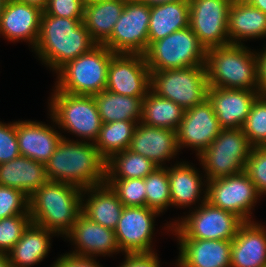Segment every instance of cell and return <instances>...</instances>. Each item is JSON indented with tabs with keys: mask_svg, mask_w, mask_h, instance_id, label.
I'll return each mask as SVG.
<instances>
[{
	"mask_svg": "<svg viewBox=\"0 0 266 267\" xmlns=\"http://www.w3.org/2000/svg\"><path fill=\"white\" fill-rule=\"evenodd\" d=\"M230 267H266V227L256 221L244 222L231 247Z\"/></svg>",
	"mask_w": 266,
	"mask_h": 267,
	"instance_id": "cell-24",
	"label": "cell"
},
{
	"mask_svg": "<svg viewBox=\"0 0 266 267\" xmlns=\"http://www.w3.org/2000/svg\"><path fill=\"white\" fill-rule=\"evenodd\" d=\"M156 168L150 159L126 149L106 161V179H144Z\"/></svg>",
	"mask_w": 266,
	"mask_h": 267,
	"instance_id": "cell-34",
	"label": "cell"
},
{
	"mask_svg": "<svg viewBox=\"0 0 266 267\" xmlns=\"http://www.w3.org/2000/svg\"><path fill=\"white\" fill-rule=\"evenodd\" d=\"M96 45L83 20L51 16L43 11L38 41L32 51L56 73L68 61Z\"/></svg>",
	"mask_w": 266,
	"mask_h": 267,
	"instance_id": "cell-2",
	"label": "cell"
},
{
	"mask_svg": "<svg viewBox=\"0 0 266 267\" xmlns=\"http://www.w3.org/2000/svg\"><path fill=\"white\" fill-rule=\"evenodd\" d=\"M206 48L190 27L153 42L144 54L150 72L205 66Z\"/></svg>",
	"mask_w": 266,
	"mask_h": 267,
	"instance_id": "cell-8",
	"label": "cell"
},
{
	"mask_svg": "<svg viewBox=\"0 0 266 267\" xmlns=\"http://www.w3.org/2000/svg\"><path fill=\"white\" fill-rule=\"evenodd\" d=\"M176 267H230L232 240L177 239Z\"/></svg>",
	"mask_w": 266,
	"mask_h": 267,
	"instance_id": "cell-21",
	"label": "cell"
},
{
	"mask_svg": "<svg viewBox=\"0 0 266 267\" xmlns=\"http://www.w3.org/2000/svg\"><path fill=\"white\" fill-rule=\"evenodd\" d=\"M124 206H146L144 179H106Z\"/></svg>",
	"mask_w": 266,
	"mask_h": 267,
	"instance_id": "cell-37",
	"label": "cell"
},
{
	"mask_svg": "<svg viewBox=\"0 0 266 267\" xmlns=\"http://www.w3.org/2000/svg\"><path fill=\"white\" fill-rule=\"evenodd\" d=\"M257 58V84L260 95H266V47L256 52Z\"/></svg>",
	"mask_w": 266,
	"mask_h": 267,
	"instance_id": "cell-45",
	"label": "cell"
},
{
	"mask_svg": "<svg viewBox=\"0 0 266 267\" xmlns=\"http://www.w3.org/2000/svg\"><path fill=\"white\" fill-rule=\"evenodd\" d=\"M124 207L117 194L106 183L82 191V213L104 227L114 230Z\"/></svg>",
	"mask_w": 266,
	"mask_h": 267,
	"instance_id": "cell-26",
	"label": "cell"
},
{
	"mask_svg": "<svg viewBox=\"0 0 266 267\" xmlns=\"http://www.w3.org/2000/svg\"><path fill=\"white\" fill-rule=\"evenodd\" d=\"M114 53L103 44L68 61L57 72L55 87L74 95H95L106 89L107 70Z\"/></svg>",
	"mask_w": 266,
	"mask_h": 267,
	"instance_id": "cell-6",
	"label": "cell"
},
{
	"mask_svg": "<svg viewBox=\"0 0 266 267\" xmlns=\"http://www.w3.org/2000/svg\"><path fill=\"white\" fill-rule=\"evenodd\" d=\"M245 44L212 47L206 52L209 87L258 91L256 50Z\"/></svg>",
	"mask_w": 266,
	"mask_h": 267,
	"instance_id": "cell-4",
	"label": "cell"
},
{
	"mask_svg": "<svg viewBox=\"0 0 266 267\" xmlns=\"http://www.w3.org/2000/svg\"><path fill=\"white\" fill-rule=\"evenodd\" d=\"M137 125L138 122L124 120L102 123L99 136L94 144L105 161L114 154L129 149Z\"/></svg>",
	"mask_w": 266,
	"mask_h": 267,
	"instance_id": "cell-33",
	"label": "cell"
},
{
	"mask_svg": "<svg viewBox=\"0 0 266 267\" xmlns=\"http://www.w3.org/2000/svg\"><path fill=\"white\" fill-rule=\"evenodd\" d=\"M184 109L173 101L155 94L151 89L142 102L141 122L148 126L176 131Z\"/></svg>",
	"mask_w": 266,
	"mask_h": 267,
	"instance_id": "cell-32",
	"label": "cell"
},
{
	"mask_svg": "<svg viewBox=\"0 0 266 267\" xmlns=\"http://www.w3.org/2000/svg\"><path fill=\"white\" fill-rule=\"evenodd\" d=\"M124 261L118 267H160V258L156 253L123 254Z\"/></svg>",
	"mask_w": 266,
	"mask_h": 267,
	"instance_id": "cell-44",
	"label": "cell"
},
{
	"mask_svg": "<svg viewBox=\"0 0 266 267\" xmlns=\"http://www.w3.org/2000/svg\"><path fill=\"white\" fill-rule=\"evenodd\" d=\"M0 267H13L6 254L0 253Z\"/></svg>",
	"mask_w": 266,
	"mask_h": 267,
	"instance_id": "cell-49",
	"label": "cell"
},
{
	"mask_svg": "<svg viewBox=\"0 0 266 267\" xmlns=\"http://www.w3.org/2000/svg\"><path fill=\"white\" fill-rule=\"evenodd\" d=\"M36 121H16V135L22 156L46 164L64 135L57 128Z\"/></svg>",
	"mask_w": 266,
	"mask_h": 267,
	"instance_id": "cell-22",
	"label": "cell"
},
{
	"mask_svg": "<svg viewBox=\"0 0 266 267\" xmlns=\"http://www.w3.org/2000/svg\"><path fill=\"white\" fill-rule=\"evenodd\" d=\"M150 6L126 0L111 36L103 43L113 53L142 54L148 49Z\"/></svg>",
	"mask_w": 266,
	"mask_h": 267,
	"instance_id": "cell-12",
	"label": "cell"
},
{
	"mask_svg": "<svg viewBox=\"0 0 266 267\" xmlns=\"http://www.w3.org/2000/svg\"><path fill=\"white\" fill-rule=\"evenodd\" d=\"M244 171L256 186L259 195H266V151L263 148H252Z\"/></svg>",
	"mask_w": 266,
	"mask_h": 267,
	"instance_id": "cell-40",
	"label": "cell"
},
{
	"mask_svg": "<svg viewBox=\"0 0 266 267\" xmlns=\"http://www.w3.org/2000/svg\"><path fill=\"white\" fill-rule=\"evenodd\" d=\"M29 213V197L22 191L0 185V219Z\"/></svg>",
	"mask_w": 266,
	"mask_h": 267,
	"instance_id": "cell-39",
	"label": "cell"
},
{
	"mask_svg": "<svg viewBox=\"0 0 266 267\" xmlns=\"http://www.w3.org/2000/svg\"><path fill=\"white\" fill-rule=\"evenodd\" d=\"M208 88L205 66L151 72L150 89L184 110L203 103L207 99Z\"/></svg>",
	"mask_w": 266,
	"mask_h": 267,
	"instance_id": "cell-10",
	"label": "cell"
},
{
	"mask_svg": "<svg viewBox=\"0 0 266 267\" xmlns=\"http://www.w3.org/2000/svg\"><path fill=\"white\" fill-rule=\"evenodd\" d=\"M6 0H0V15L3 12L4 6H5Z\"/></svg>",
	"mask_w": 266,
	"mask_h": 267,
	"instance_id": "cell-50",
	"label": "cell"
},
{
	"mask_svg": "<svg viewBox=\"0 0 266 267\" xmlns=\"http://www.w3.org/2000/svg\"><path fill=\"white\" fill-rule=\"evenodd\" d=\"M258 91L209 87L207 99L223 129L242 128Z\"/></svg>",
	"mask_w": 266,
	"mask_h": 267,
	"instance_id": "cell-19",
	"label": "cell"
},
{
	"mask_svg": "<svg viewBox=\"0 0 266 267\" xmlns=\"http://www.w3.org/2000/svg\"><path fill=\"white\" fill-rule=\"evenodd\" d=\"M190 210L192 212L181 217L182 220L165 225L177 239L233 240L244 223L236 214L212 206L208 201Z\"/></svg>",
	"mask_w": 266,
	"mask_h": 267,
	"instance_id": "cell-7",
	"label": "cell"
},
{
	"mask_svg": "<svg viewBox=\"0 0 266 267\" xmlns=\"http://www.w3.org/2000/svg\"><path fill=\"white\" fill-rule=\"evenodd\" d=\"M167 173L172 207L194 209L196 207L191 205L200 202V206L207 201V179L204 180L199 174L200 171L191 164L176 161L172 167L167 166Z\"/></svg>",
	"mask_w": 266,
	"mask_h": 267,
	"instance_id": "cell-23",
	"label": "cell"
},
{
	"mask_svg": "<svg viewBox=\"0 0 266 267\" xmlns=\"http://www.w3.org/2000/svg\"><path fill=\"white\" fill-rule=\"evenodd\" d=\"M137 1L143 2L147 4L148 6H155V5H160L166 2H175L179 0H137Z\"/></svg>",
	"mask_w": 266,
	"mask_h": 267,
	"instance_id": "cell-48",
	"label": "cell"
},
{
	"mask_svg": "<svg viewBox=\"0 0 266 267\" xmlns=\"http://www.w3.org/2000/svg\"><path fill=\"white\" fill-rule=\"evenodd\" d=\"M18 1L23 2L25 4L37 6L42 10H44L47 7L49 0H18Z\"/></svg>",
	"mask_w": 266,
	"mask_h": 267,
	"instance_id": "cell-46",
	"label": "cell"
},
{
	"mask_svg": "<svg viewBox=\"0 0 266 267\" xmlns=\"http://www.w3.org/2000/svg\"><path fill=\"white\" fill-rule=\"evenodd\" d=\"M253 146L242 128L222 129L217 138L197 158L203 166V178L212 180L245 170Z\"/></svg>",
	"mask_w": 266,
	"mask_h": 267,
	"instance_id": "cell-9",
	"label": "cell"
},
{
	"mask_svg": "<svg viewBox=\"0 0 266 267\" xmlns=\"http://www.w3.org/2000/svg\"><path fill=\"white\" fill-rule=\"evenodd\" d=\"M55 235L53 231L31 222L7 253L10 264L13 267H33L40 263L48 255Z\"/></svg>",
	"mask_w": 266,
	"mask_h": 267,
	"instance_id": "cell-28",
	"label": "cell"
},
{
	"mask_svg": "<svg viewBox=\"0 0 266 267\" xmlns=\"http://www.w3.org/2000/svg\"><path fill=\"white\" fill-rule=\"evenodd\" d=\"M82 191L69 183L47 181L29 197L32 222L66 236L82 213Z\"/></svg>",
	"mask_w": 266,
	"mask_h": 267,
	"instance_id": "cell-3",
	"label": "cell"
},
{
	"mask_svg": "<svg viewBox=\"0 0 266 267\" xmlns=\"http://www.w3.org/2000/svg\"><path fill=\"white\" fill-rule=\"evenodd\" d=\"M160 215L146 206H125L114 229L120 251L124 254L153 253L155 218Z\"/></svg>",
	"mask_w": 266,
	"mask_h": 267,
	"instance_id": "cell-14",
	"label": "cell"
},
{
	"mask_svg": "<svg viewBox=\"0 0 266 267\" xmlns=\"http://www.w3.org/2000/svg\"><path fill=\"white\" fill-rule=\"evenodd\" d=\"M125 4L126 0H102L85 3L83 23L97 44H103L111 36Z\"/></svg>",
	"mask_w": 266,
	"mask_h": 267,
	"instance_id": "cell-30",
	"label": "cell"
},
{
	"mask_svg": "<svg viewBox=\"0 0 266 267\" xmlns=\"http://www.w3.org/2000/svg\"><path fill=\"white\" fill-rule=\"evenodd\" d=\"M158 167L144 178L146 207L160 214L171 206L167 166Z\"/></svg>",
	"mask_w": 266,
	"mask_h": 267,
	"instance_id": "cell-35",
	"label": "cell"
},
{
	"mask_svg": "<svg viewBox=\"0 0 266 267\" xmlns=\"http://www.w3.org/2000/svg\"><path fill=\"white\" fill-rule=\"evenodd\" d=\"M16 135V122L0 121V164L9 162L20 156Z\"/></svg>",
	"mask_w": 266,
	"mask_h": 267,
	"instance_id": "cell-41",
	"label": "cell"
},
{
	"mask_svg": "<svg viewBox=\"0 0 266 267\" xmlns=\"http://www.w3.org/2000/svg\"><path fill=\"white\" fill-rule=\"evenodd\" d=\"M189 27L207 49L229 44L227 20L233 0H188Z\"/></svg>",
	"mask_w": 266,
	"mask_h": 267,
	"instance_id": "cell-13",
	"label": "cell"
},
{
	"mask_svg": "<svg viewBox=\"0 0 266 267\" xmlns=\"http://www.w3.org/2000/svg\"><path fill=\"white\" fill-rule=\"evenodd\" d=\"M65 237V240L71 241L72 245H75L74 249L76 248L70 251V254L97 258L121 252L114 230L90 220L83 213L79 215L72 230Z\"/></svg>",
	"mask_w": 266,
	"mask_h": 267,
	"instance_id": "cell-17",
	"label": "cell"
},
{
	"mask_svg": "<svg viewBox=\"0 0 266 267\" xmlns=\"http://www.w3.org/2000/svg\"><path fill=\"white\" fill-rule=\"evenodd\" d=\"M251 6L266 14V0H246Z\"/></svg>",
	"mask_w": 266,
	"mask_h": 267,
	"instance_id": "cell-47",
	"label": "cell"
},
{
	"mask_svg": "<svg viewBox=\"0 0 266 267\" xmlns=\"http://www.w3.org/2000/svg\"><path fill=\"white\" fill-rule=\"evenodd\" d=\"M96 1H102V0H85V2H96Z\"/></svg>",
	"mask_w": 266,
	"mask_h": 267,
	"instance_id": "cell-51",
	"label": "cell"
},
{
	"mask_svg": "<svg viewBox=\"0 0 266 267\" xmlns=\"http://www.w3.org/2000/svg\"><path fill=\"white\" fill-rule=\"evenodd\" d=\"M136 154L150 159L158 167L169 163L180 152L177 145L176 131L153 127L139 122L129 147Z\"/></svg>",
	"mask_w": 266,
	"mask_h": 267,
	"instance_id": "cell-20",
	"label": "cell"
},
{
	"mask_svg": "<svg viewBox=\"0 0 266 267\" xmlns=\"http://www.w3.org/2000/svg\"><path fill=\"white\" fill-rule=\"evenodd\" d=\"M97 258L65 253L56 259L50 267H103Z\"/></svg>",
	"mask_w": 266,
	"mask_h": 267,
	"instance_id": "cell-43",
	"label": "cell"
},
{
	"mask_svg": "<svg viewBox=\"0 0 266 267\" xmlns=\"http://www.w3.org/2000/svg\"><path fill=\"white\" fill-rule=\"evenodd\" d=\"M223 128L214 113L212 104L206 99L203 103L184 111L176 130L177 145L192 148L198 157L217 138Z\"/></svg>",
	"mask_w": 266,
	"mask_h": 267,
	"instance_id": "cell-16",
	"label": "cell"
},
{
	"mask_svg": "<svg viewBox=\"0 0 266 267\" xmlns=\"http://www.w3.org/2000/svg\"><path fill=\"white\" fill-rule=\"evenodd\" d=\"M102 123L115 121L141 122L145 97L124 96L108 90L93 95Z\"/></svg>",
	"mask_w": 266,
	"mask_h": 267,
	"instance_id": "cell-31",
	"label": "cell"
},
{
	"mask_svg": "<svg viewBox=\"0 0 266 267\" xmlns=\"http://www.w3.org/2000/svg\"><path fill=\"white\" fill-rule=\"evenodd\" d=\"M227 29L229 44L242 45L250 39L265 38L266 14L246 0H233L228 11Z\"/></svg>",
	"mask_w": 266,
	"mask_h": 267,
	"instance_id": "cell-25",
	"label": "cell"
},
{
	"mask_svg": "<svg viewBox=\"0 0 266 267\" xmlns=\"http://www.w3.org/2000/svg\"><path fill=\"white\" fill-rule=\"evenodd\" d=\"M261 148H263L266 151V141L264 142V144L261 146Z\"/></svg>",
	"mask_w": 266,
	"mask_h": 267,
	"instance_id": "cell-52",
	"label": "cell"
},
{
	"mask_svg": "<svg viewBox=\"0 0 266 267\" xmlns=\"http://www.w3.org/2000/svg\"><path fill=\"white\" fill-rule=\"evenodd\" d=\"M43 10L18 0L6 1L0 15V35L9 42L26 41L32 50L38 41Z\"/></svg>",
	"mask_w": 266,
	"mask_h": 267,
	"instance_id": "cell-18",
	"label": "cell"
},
{
	"mask_svg": "<svg viewBox=\"0 0 266 267\" xmlns=\"http://www.w3.org/2000/svg\"><path fill=\"white\" fill-rule=\"evenodd\" d=\"M253 147H261L266 141V95H259L242 126Z\"/></svg>",
	"mask_w": 266,
	"mask_h": 267,
	"instance_id": "cell-36",
	"label": "cell"
},
{
	"mask_svg": "<svg viewBox=\"0 0 266 267\" xmlns=\"http://www.w3.org/2000/svg\"><path fill=\"white\" fill-rule=\"evenodd\" d=\"M48 181L69 183L81 189L106 183V161L94 143L63 136L45 164Z\"/></svg>",
	"mask_w": 266,
	"mask_h": 267,
	"instance_id": "cell-1",
	"label": "cell"
},
{
	"mask_svg": "<svg viewBox=\"0 0 266 267\" xmlns=\"http://www.w3.org/2000/svg\"><path fill=\"white\" fill-rule=\"evenodd\" d=\"M189 27V1L179 0L150 6L148 47L171 33Z\"/></svg>",
	"mask_w": 266,
	"mask_h": 267,
	"instance_id": "cell-29",
	"label": "cell"
},
{
	"mask_svg": "<svg viewBox=\"0 0 266 267\" xmlns=\"http://www.w3.org/2000/svg\"><path fill=\"white\" fill-rule=\"evenodd\" d=\"M51 93L48 109L53 124L81 141L94 143L102 126L94 96L69 94L56 87Z\"/></svg>",
	"mask_w": 266,
	"mask_h": 267,
	"instance_id": "cell-5",
	"label": "cell"
},
{
	"mask_svg": "<svg viewBox=\"0 0 266 267\" xmlns=\"http://www.w3.org/2000/svg\"><path fill=\"white\" fill-rule=\"evenodd\" d=\"M85 0H49L43 10L47 15L83 20Z\"/></svg>",
	"mask_w": 266,
	"mask_h": 267,
	"instance_id": "cell-42",
	"label": "cell"
},
{
	"mask_svg": "<svg viewBox=\"0 0 266 267\" xmlns=\"http://www.w3.org/2000/svg\"><path fill=\"white\" fill-rule=\"evenodd\" d=\"M151 72L144 55L114 53L107 70L106 90L124 96L146 97Z\"/></svg>",
	"mask_w": 266,
	"mask_h": 267,
	"instance_id": "cell-15",
	"label": "cell"
},
{
	"mask_svg": "<svg viewBox=\"0 0 266 267\" xmlns=\"http://www.w3.org/2000/svg\"><path fill=\"white\" fill-rule=\"evenodd\" d=\"M32 222L30 214H20L0 219V253L6 254L21 238Z\"/></svg>",
	"mask_w": 266,
	"mask_h": 267,
	"instance_id": "cell-38",
	"label": "cell"
},
{
	"mask_svg": "<svg viewBox=\"0 0 266 267\" xmlns=\"http://www.w3.org/2000/svg\"><path fill=\"white\" fill-rule=\"evenodd\" d=\"M259 198L256 186L245 171L207 180V201L212 206L236 214L244 222L254 221L251 210Z\"/></svg>",
	"mask_w": 266,
	"mask_h": 267,
	"instance_id": "cell-11",
	"label": "cell"
},
{
	"mask_svg": "<svg viewBox=\"0 0 266 267\" xmlns=\"http://www.w3.org/2000/svg\"><path fill=\"white\" fill-rule=\"evenodd\" d=\"M47 181L45 164L25 156L0 164V185L18 189L28 197Z\"/></svg>",
	"mask_w": 266,
	"mask_h": 267,
	"instance_id": "cell-27",
	"label": "cell"
}]
</instances>
